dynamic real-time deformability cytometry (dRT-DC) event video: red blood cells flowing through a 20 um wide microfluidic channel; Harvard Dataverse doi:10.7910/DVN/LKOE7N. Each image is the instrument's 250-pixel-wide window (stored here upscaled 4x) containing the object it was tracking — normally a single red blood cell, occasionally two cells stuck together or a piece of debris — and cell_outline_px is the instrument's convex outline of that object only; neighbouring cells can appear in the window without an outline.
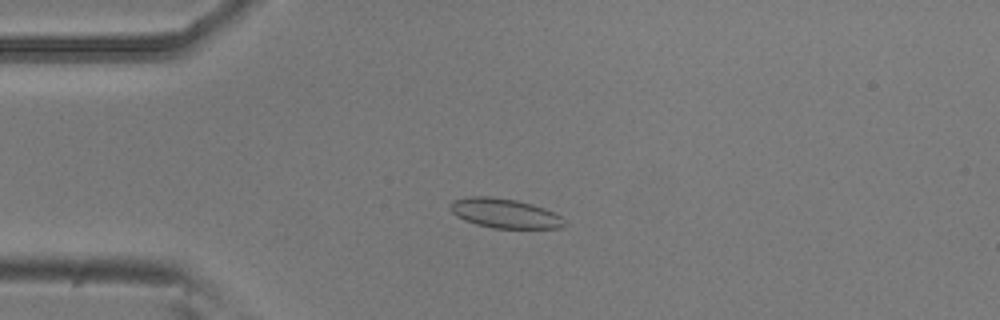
{"species": "common noctule bat (a hibernating species)", "species_latin": "Nyctalus noctula", "temperature_condition": "room temperature", "stored_images_in_passage": 50, "camera_frame_rate_fps": 3000, "um_per_image_px": 0.085, "animal": {"sex": "male", "body_mass_g": 20.5, "forearm_length_mm": 52.5}, "frame": {"image": 1, "passage_image": 10, "time_ms": 3.0, "image_size_px": [1000, 320], "cell_outline_px": [[568, 224], [560, 228], [492, 228], [476, 224], [464, 220], [456, 216], [448, 208], [452, 200], [472, 196], [492, 196], [516, 200], [532, 204], [544, 208], [560, 216]], "centroid_in_image_um": [42.87, 18.13], "position_along_channel_um": 42.1, "area_um2": 19.71}}
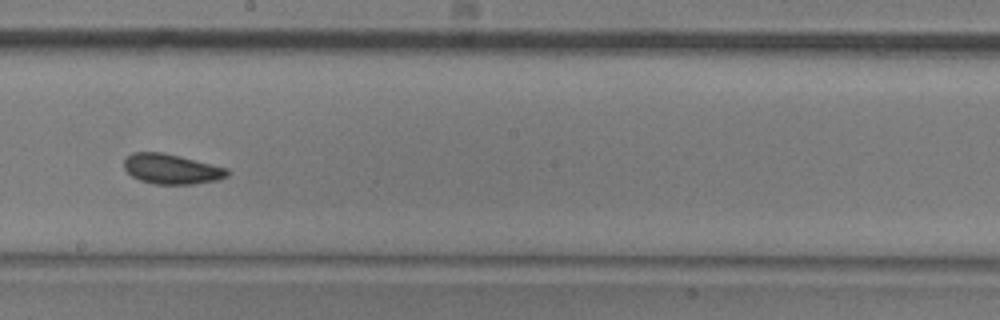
{"frame": {"image": 2, "passage_image": 27, "time_ms": 8.667, "image_size_px": [1000, 320], "cell_outline_px": [[228, 176], [216, 180], [192, 184], [152, 184], [140, 180], [132, 176], [124, 168], [124, 160], [132, 152], [160, 152], [180, 156], [228, 168]], "centroid_in_image_um": [14.56, 14.36], "position_along_channel_um": 233.6, "area_um2": 17.98}}
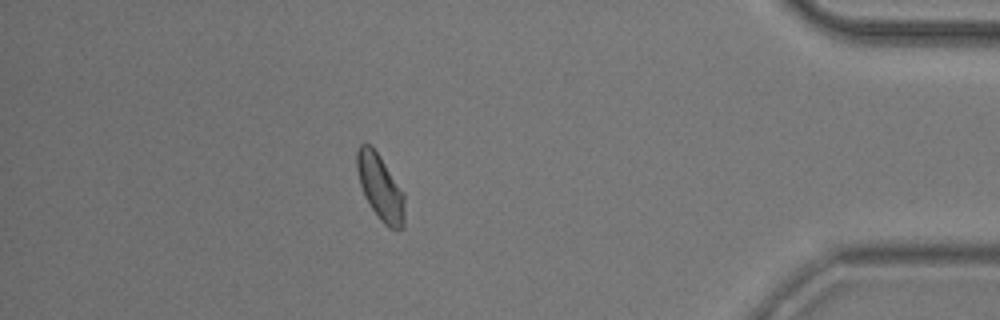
{"frame": {"image": 3, "passage_image": 44, "time_ms": 14.333, "image_size_px": [1000, 320], "cell_outline_px": [[404, 228], [396, 232], [388, 228], [380, 220], [364, 196], [360, 184], [356, 168], [356, 152], [360, 144], [368, 144], [376, 152], [404, 192]], "centroid_in_image_um": [32.33, 16.0], "position_along_channel_um": 402.9, "area_um2": 18.21}, "authors_computed_cell_mechanics": {"area_um2": 18.207, "velocity_mm_per_s": 3.7656, "shape_relaxation_time_tau1_ms": 4.4076, "shape_relaxation_time_tau2_ms": 1.894, "deformation_change_tau1": 0.1026, "deformation_change_tau2": 0.0469}}